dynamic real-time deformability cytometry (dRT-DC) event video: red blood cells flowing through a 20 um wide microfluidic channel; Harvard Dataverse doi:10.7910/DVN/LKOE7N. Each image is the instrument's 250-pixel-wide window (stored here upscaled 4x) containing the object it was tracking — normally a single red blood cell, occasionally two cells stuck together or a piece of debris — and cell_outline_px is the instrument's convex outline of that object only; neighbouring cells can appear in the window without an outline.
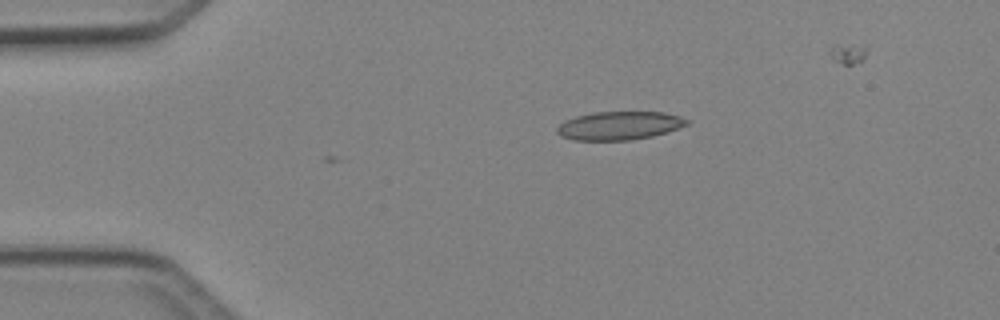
{"species": "Egyptian fruit bat (a non-hibernating species)", "species_latin": "Rousettus aegyptiacus", "temperature_condition": "cold", "stored_images_in_passage": 34, "camera_frame_rate_fps": 3000, "um_per_image_px": 0.085, "animal": {"sex": "female"}, "frame": {"image": 1, "passage_image": 1, "time_ms": 0.0, "image_size_px": [1000, 320], "cell_outline_px": [[692, 120], [688, 124], [668, 132], [652, 136], [628, 140], [572, 140], [560, 136], [556, 132], [556, 128], [564, 120], [576, 116], [592, 112], [664, 112], [680, 116]], "centroid_in_image_um": [52.64, 10.67], "position_along_channel_um": 32.4, "area_um2": 21.68}}
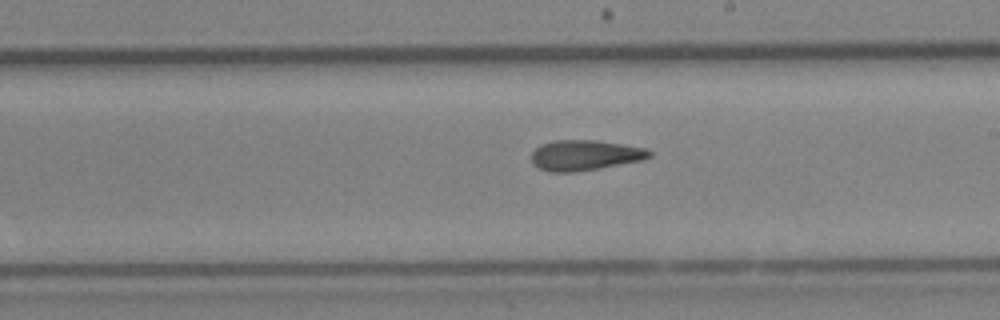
{"frame": {"image": 2, "passage_image": 19, "time_ms": 6.0, "image_size_px": [1000, 320], "cell_outline_px": [[652, 156], [640, 160], [600, 168], [572, 172], [548, 172], [532, 164], [532, 152], [540, 144], [552, 140], [596, 140], [644, 148], [652, 152]], "centroid_in_image_um": [49.66, 13.19], "position_along_channel_um": 239.3, "area_um2": 20.75}}
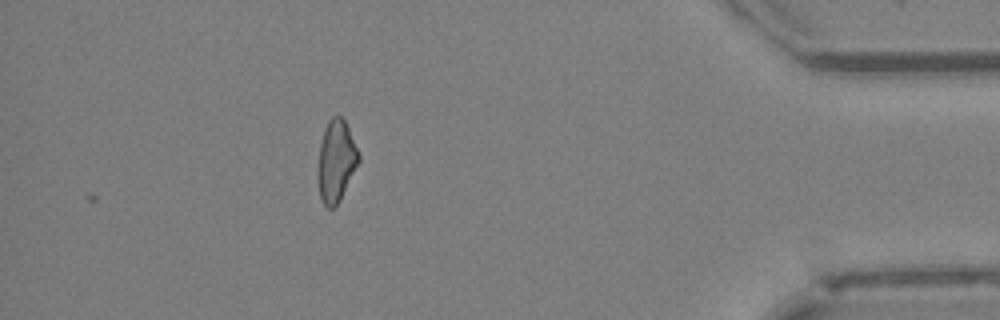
{"frame": {"image": 3, "passage_image": 34, "time_ms": 11.0, "image_size_px": [1000, 320], "cell_outline_px": [[360, 160], [340, 200], [332, 208], [328, 208], [324, 204], [320, 196], [316, 176], [316, 168], [320, 144], [328, 120], [332, 116], [340, 116], [344, 120], [348, 128], [360, 156]], "centroid_in_image_um": [28.54, 13.71], "position_along_channel_um": 406.7, "area_um2": 19.36}, "authors_computed_cell_mechanics": {"area_um2": 20.6635, "velocity_mm_per_s": 4.2949, "shape_relaxation_time_tau1_ms": null, "shape_relaxation_time_tau2_ms": 4.328, "deformation_change_tau1": null, "deformation_change_tau2": 0.1415}}